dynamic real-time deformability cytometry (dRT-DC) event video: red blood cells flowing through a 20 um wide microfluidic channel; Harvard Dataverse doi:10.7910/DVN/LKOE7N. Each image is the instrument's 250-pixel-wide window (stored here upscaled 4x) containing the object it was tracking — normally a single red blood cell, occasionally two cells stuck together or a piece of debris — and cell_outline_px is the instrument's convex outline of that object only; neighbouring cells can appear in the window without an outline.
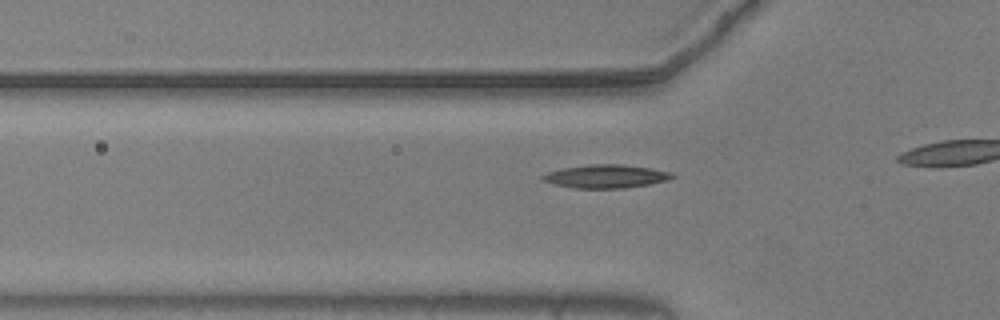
{"species": "common noctule bat (a hibernating species)", "species_latin": "Nyctalus noctula", "temperature_condition": "warm", "stored_images_in_passage": 14, "camera_frame_rate_fps": 3000, "um_per_image_px": 0.085, "animal": {"sex": "male", "body_mass_g": 20.5, "forearm_length_mm": 52.5}, "frame": {"image": 1, "passage_image": 8, "time_ms": 2.333, "image_size_px": [1000, 320], "cell_outline_px": [[676, 176], [668, 180], [648, 184], [624, 188], [576, 188], [552, 184], [540, 180], [540, 176], [548, 172], [564, 168], [588, 164], [620, 164], [652, 168], [672, 172]], "centroid_in_image_um": [51.49, 14.98], "position_along_channel_um": 74.3, "area_um2": 17.69}}
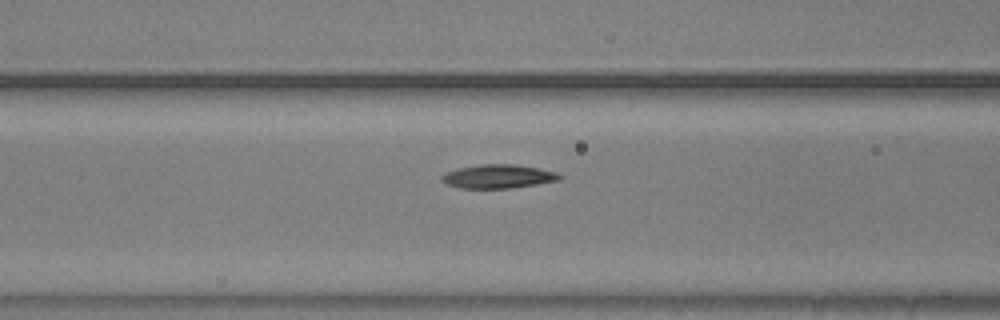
{"frame": {"image": 2, "passage_image": 12, "time_ms": 3.667, "image_size_px": [1000, 320], "cell_outline_px": [[564, 176], [560, 180], [536, 184], [508, 188], [460, 188], [448, 184], [440, 180], [440, 176], [444, 172], [456, 168], [480, 164], [516, 164], [540, 168], [556, 172]], "centroid_in_image_um": [42.33, 14.98], "position_along_channel_um": 124.3, "area_um2": 16.47}}